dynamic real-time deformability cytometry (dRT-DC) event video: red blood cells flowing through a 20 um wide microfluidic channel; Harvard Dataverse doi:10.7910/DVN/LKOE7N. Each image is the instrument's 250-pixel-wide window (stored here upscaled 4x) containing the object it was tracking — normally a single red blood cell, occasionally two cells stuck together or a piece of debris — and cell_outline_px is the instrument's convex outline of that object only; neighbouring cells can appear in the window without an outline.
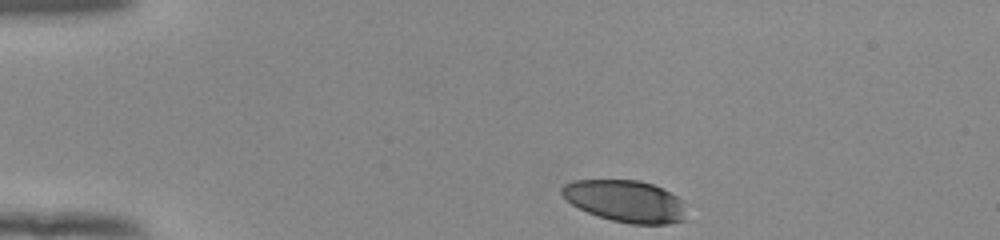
{"species": "human", "species_latin": "Homo sapiens", "temperature_condition": "room temperature", "stored_images_in_passage": 37, "camera_frame_rate_fps": 3000, "um_per_image_px": 0.085, "donor": {"sex": "female"}, "frame": {"image": 1, "passage_image": 1, "time_ms": 0.0, "image_size_px": [1000, 240], "cell_outline_px": [[684, 220], [668, 224], [632, 224], [612, 220], [588, 212], [572, 204], [560, 192], [560, 188], [564, 184], [572, 180], [640, 180], [652, 184], [684, 200]], "centroid_in_image_um": [53.16, 17.09], "position_along_channel_um": 31.8, "area_um2": 30.17}}
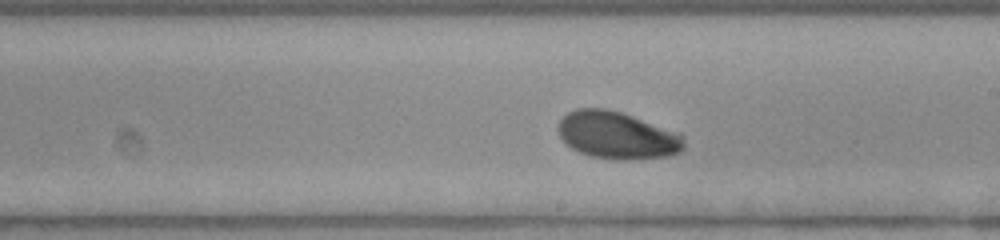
{"frame": {"image": 2, "passage_image": 22, "time_ms": 7.0, "image_size_px": [1000, 240], "cell_outline_px": [[684, 148], [680, 152], [668, 156], [624, 160], [616, 160], [592, 156], [580, 152], [572, 148], [560, 136], [556, 128], [560, 120], [568, 112], [576, 108], [604, 108], [620, 112], [680, 132], [684, 136]], "centroid_in_image_um": [52.48, 11.49], "position_along_channel_um": 236.5, "area_um2": 34.74}}
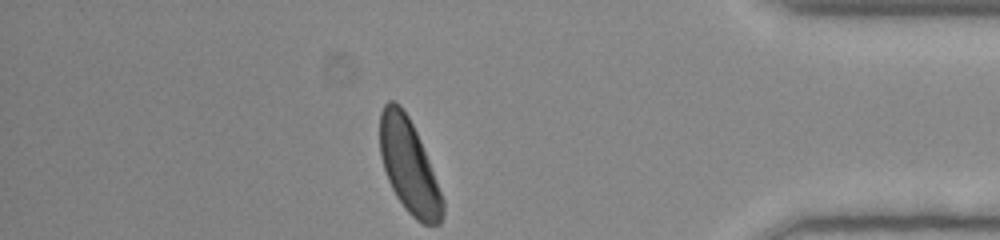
{"frame": {"image": 3, "passage_image": 37, "time_ms": 12.0, "image_size_px": [1000, 240], "cell_outline_px": [[444, 212], [440, 224], [424, 224], [416, 220], [404, 208], [396, 196], [388, 180], [380, 156], [380, 112], [384, 104], [388, 100], [392, 100], [400, 104], [408, 116], [420, 140], [444, 200]], "centroid_in_image_um": [34.75, 14.13], "position_along_channel_um": 400.5, "area_um2": 34.04}, "authors_computed_cell_mechanics": {"area_um2": 33.813, "velocity_mm_per_s": 3.9003, "shape_relaxation_time_tau1_ms": 2.5322, "shape_relaxation_time_tau2_ms": null, "deformation_change_tau1": 0.1279, "deformation_change_tau2": null}}